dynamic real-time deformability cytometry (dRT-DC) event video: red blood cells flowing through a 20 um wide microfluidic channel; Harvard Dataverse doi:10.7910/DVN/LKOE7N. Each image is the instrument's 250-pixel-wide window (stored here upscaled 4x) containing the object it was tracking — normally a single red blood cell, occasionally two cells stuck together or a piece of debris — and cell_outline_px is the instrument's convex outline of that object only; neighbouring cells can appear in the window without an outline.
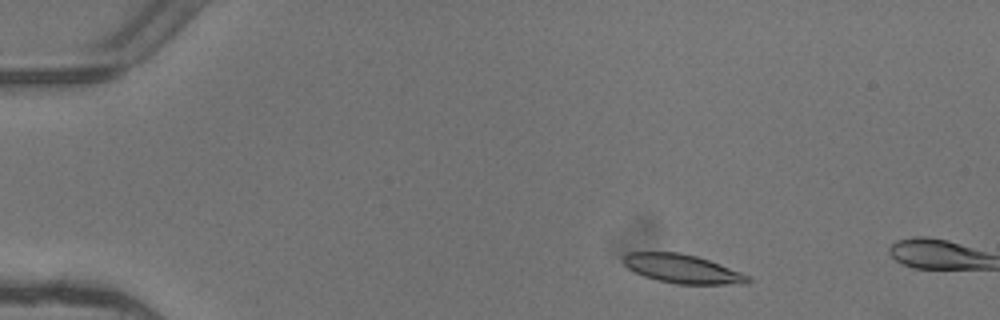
{"species": "common noctule bat (a hibernating species)", "species_latin": "Nyctalus noctula", "temperature_condition": "warm", "stored_images_in_passage": 3, "camera_frame_rate_fps": 3000, "um_per_image_px": 0.085, "animal": {"sex": "female"}, "frame": {"image": 1, "passage_image": 1, "time_ms": 0.0, "image_size_px": [1000, 320], "cell_outline_px": [[752, 280], [748, 284], [676, 284], [656, 280], [644, 276], [628, 268], [624, 264], [624, 256], [628, 252], [680, 252], [696, 256], [720, 264], [740, 272], [748, 276]], "centroid_in_image_um": [58.01, 22.85], "position_along_channel_um": 27.0, "area_um2": 20.81}}